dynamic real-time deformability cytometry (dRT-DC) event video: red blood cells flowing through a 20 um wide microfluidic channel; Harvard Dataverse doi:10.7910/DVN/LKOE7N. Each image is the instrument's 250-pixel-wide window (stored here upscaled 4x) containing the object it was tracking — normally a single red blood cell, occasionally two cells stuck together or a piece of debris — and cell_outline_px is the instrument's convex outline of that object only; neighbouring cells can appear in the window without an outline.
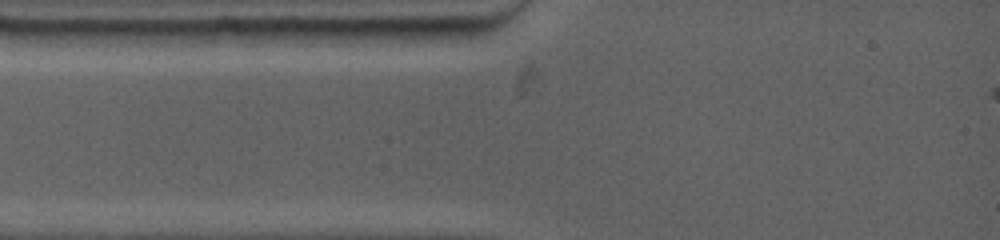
{"species": "common noctule bat (a hibernating species)", "species_latin": "Nyctalus noctula", "temperature_condition": "warm", "stored_images_in_passage": 3, "segment_of_instrument_passage": [1, 2], "camera_frame_rate_fps": 4500, "um_per_image_px": 0.085, "animal": {"sex": "female", "body_mass_g": 19.0, "forearm_length_mm": 53.3}, "frame": {"image": 1, "passage_image": 1, "time_ms": 0.0, "image_size_px": [1000, 240], "cell_outline_px": [[184, 32], [160, 44], [144, 48], [116, 48], [68, 32], [68, 28], [164, 28]], "centroid_in_image_um": [10.79, 3.08], "position_along_channel_um": 74.2, "area_um2": 11.73}}